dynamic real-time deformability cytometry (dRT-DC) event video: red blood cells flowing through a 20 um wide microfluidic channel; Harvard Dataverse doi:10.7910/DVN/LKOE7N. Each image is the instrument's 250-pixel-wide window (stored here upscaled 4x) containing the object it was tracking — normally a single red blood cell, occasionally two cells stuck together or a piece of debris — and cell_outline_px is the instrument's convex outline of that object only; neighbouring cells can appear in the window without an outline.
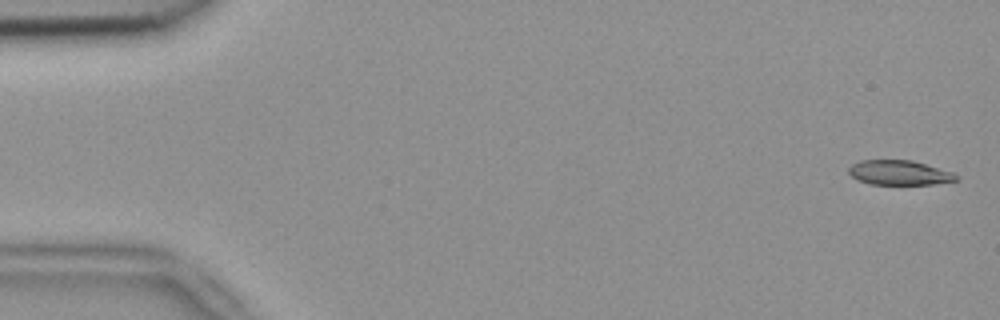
{"species": "common noctule bat (a hibernating species)", "species_latin": "Nyctalus noctula", "temperature_condition": "room temperature", "stored_images_in_passage": 54, "camera_frame_rate_fps": 3000, "um_per_image_px": 0.085, "animal": {"sex": "female", "body_mass_g": 18.4}, "frame": {"image": 1, "passage_image": 2, "time_ms": 0.333, "image_size_px": [1000, 320], "cell_outline_px": [[960, 180], [932, 184], [872, 184], [860, 180], [852, 176], [848, 172], [848, 168], [852, 164], [860, 160], [912, 160], [952, 172]], "centroid_in_image_um": [76.43, 14.67], "position_along_channel_um": 8.6, "area_um2": 15.26}}
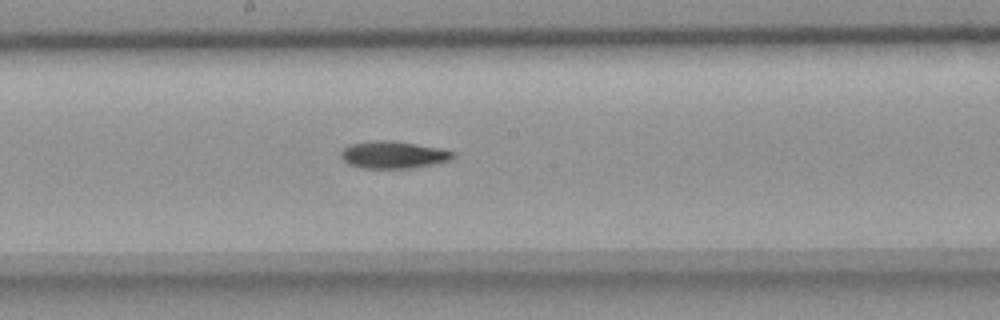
{"frame": {"image": 2, "passage_image": 29, "time_ms": 9.333, "image_size_px": [1000, 320], "cell_outline_px": [[456, 156], [452, 160], [440, 164], [412, 168], [360, 168], [348, 164], [340, 156], [340, 152], [348, 144], [372, 140], [388, 140], [440, 148], [456, 152]], "centroid_in_image_um": [33.47, 13.17], "position_along_channel_um": 214.7, "area_um2": 18.15}}
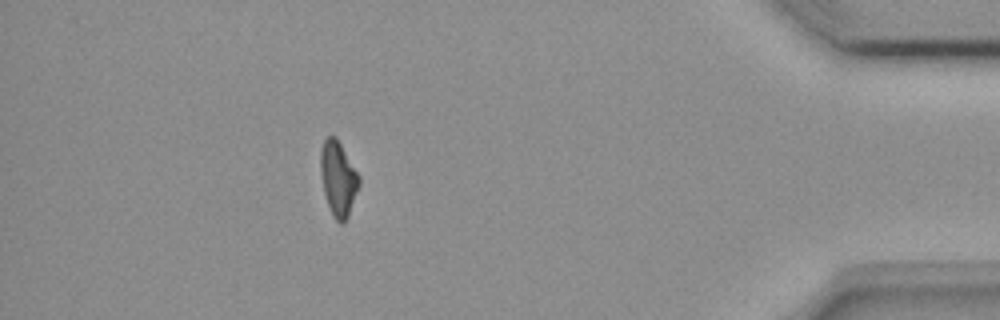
{"frame": {"image": 3, "passage_image": 48, "time_ms": 15.667, "image_size_px": [1000, 320], "cell_outline_px": [[360, 184], [348, 216], [344, 224], [340, 224], [332, 216], [324, 192], [320, 172], [320, 152], [324, 140], [328, 136], [336, 136], [360, 176]], "centroid_in_image_um": [28.75, 15.19], "position_along_channel_um": 406.5, "area_um2": 16.82}, "authors_computed_cell_mechanics": {"area_um2": 17.3111, "velocity_mm_per_s": 3.819, "shape_relaxation_time_tau1_ms": 8.8951, "shape_relaxation_time_tau2_ms": null, "deformation_change_tau1": 0.2246, "deformation_change_tau2": null}}